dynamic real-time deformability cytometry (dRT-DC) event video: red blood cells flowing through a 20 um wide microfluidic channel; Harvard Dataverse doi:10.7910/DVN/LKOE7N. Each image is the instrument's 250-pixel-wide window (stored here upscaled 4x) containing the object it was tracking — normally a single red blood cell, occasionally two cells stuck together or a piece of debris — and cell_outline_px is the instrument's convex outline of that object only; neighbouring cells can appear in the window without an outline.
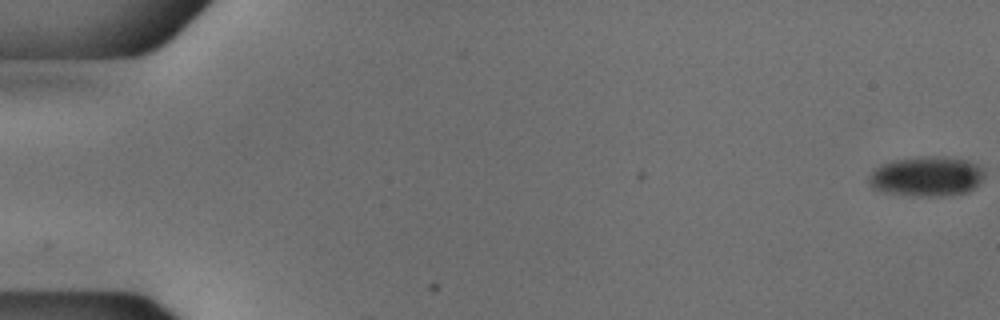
{"species": "common noctule bat (a hibernating species)", "species_latin": "Nyctalus noctula", "temperature_condition": "cold", "stored_images_in_passage": 3, "camera_frame_rate_fps": 3000, "um_per_image_px": 0.085, "animal": {"sex": "male", "body_mass_g": 18.8}, "frame": {"image": 1, "passage_image": 1, "time_ms": 0.0, "image_size_px": [1000, 320], "cell_outline_px": [[984, 176], [968, 192], [940, 196], [920, 196], [884, 192], [872, 188], [868, 184], [868, 176], [876, 168], [884, 164], [896, 160], [928, 156], [940, 156], [968, 160], [976, 164], [984, 172]], "centroid_in_image_um": [78.74, 15.0], "position_along_channel_um": 6.3, "area_um2": 26.47}}